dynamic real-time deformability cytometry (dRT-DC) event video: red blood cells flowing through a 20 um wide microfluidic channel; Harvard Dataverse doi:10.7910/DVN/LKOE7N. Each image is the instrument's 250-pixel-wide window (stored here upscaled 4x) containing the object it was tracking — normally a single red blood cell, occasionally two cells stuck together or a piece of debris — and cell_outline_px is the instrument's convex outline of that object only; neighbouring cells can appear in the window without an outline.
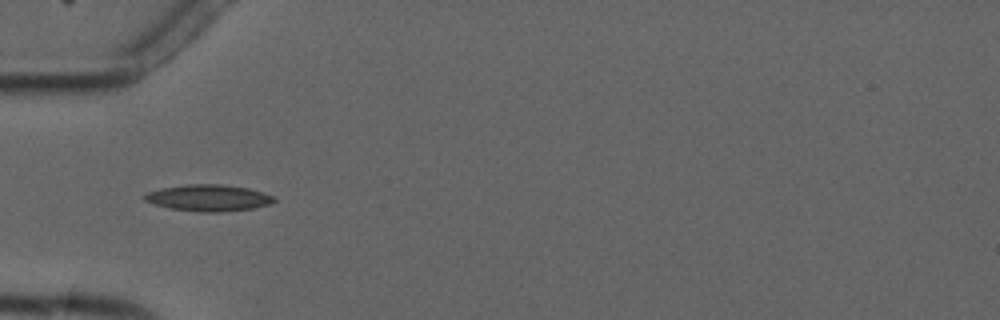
{"species": "common noctule bat (a hibernating species)", "species_latin": "Nyctalus noctula", "temperature_condition": "cold", "stored_images_in_passage": 2, "camera_frame_rate_fps": 3000, "um_per_image_px": 0.085, "animal": {"sex": "male", "forearm_length_mm": 52.5}, "frame": {"image": 1, "passage_image": 1, "time_ms": 0.0, "image_size_px": [1000, 320], "cell_outline_px": [[276, 200], [268, 204], [252, 208], [220, 212], [200, 212], [172, 208], [156, 204], [144, 200], [144, 196], [148, 192], [160, 188], [188, 184], [220, 184], [248, 188], [276, 196]], "centroid_in_image_um": [17.75, 16.81], "position_along_channel_um": 67.3, "area_um2": 19.77}}